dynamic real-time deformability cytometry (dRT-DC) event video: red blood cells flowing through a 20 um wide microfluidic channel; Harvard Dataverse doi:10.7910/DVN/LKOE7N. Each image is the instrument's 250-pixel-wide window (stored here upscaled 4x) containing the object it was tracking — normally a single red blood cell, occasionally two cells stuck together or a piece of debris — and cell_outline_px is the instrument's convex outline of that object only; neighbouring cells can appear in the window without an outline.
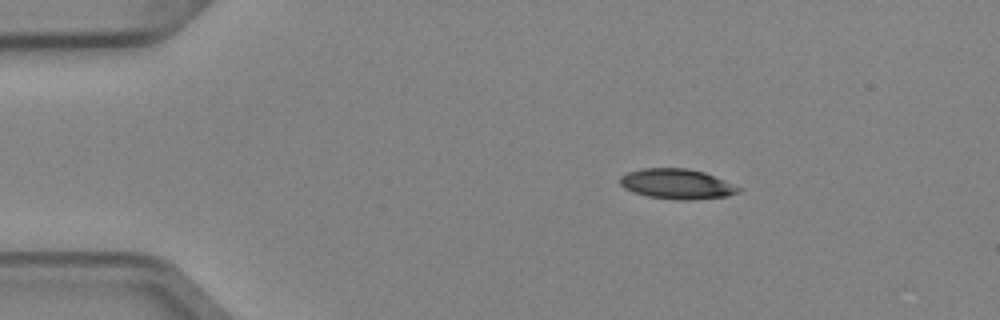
{"species": "Egyptian fruit bat (a non-hibernating species)", "species_latin": "Rousettus aegyptiacus", "temperature_condition": "cold", "stored_images_in_passage": 3, "camera_frame_rate_fps": 3000, "um_per_image_px": 0.085, "animal": {"sex": "female"}, "frame": {"image": 1, "passage_image": 1, "time_ms": 0.0, "image_size_px": [1000, 320], "cell_outline_px": [[744, 188], [740, 192], [728, 196], [692, 200], [680, 200], [648, 196], [624, 188], [620, 184], [620, 176], [628, 172], [644, 168], [688, 168], [704, 172]], "centroid_in_image_um": [57.59, 15.63], "position_along_channel_um": 27.4, "area_um2": 20.81}}
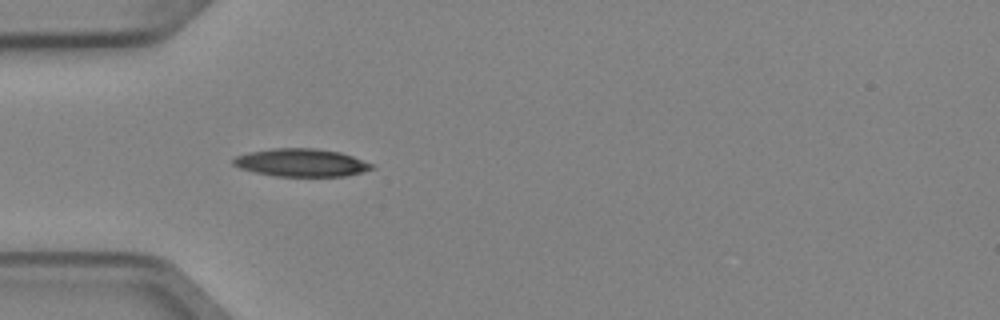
{"frame": {"image": 2, "passage_image": 3, "time_ms": 0.667, "image_size_px": [1000, 320], "cell_outline_px": [[376, 168], [344, 176], [276, 176], [256, 172], [240, 168], [232, 164], [232, 160], [236, 156], [248, 152], [272, 148], [316, 148], [340, 152], [352, 156], [372, 164]], "centroid_in_image_um": [25.58, 13.82], "position_along_channel_um": 59.4, "area_um2": 22.37}}